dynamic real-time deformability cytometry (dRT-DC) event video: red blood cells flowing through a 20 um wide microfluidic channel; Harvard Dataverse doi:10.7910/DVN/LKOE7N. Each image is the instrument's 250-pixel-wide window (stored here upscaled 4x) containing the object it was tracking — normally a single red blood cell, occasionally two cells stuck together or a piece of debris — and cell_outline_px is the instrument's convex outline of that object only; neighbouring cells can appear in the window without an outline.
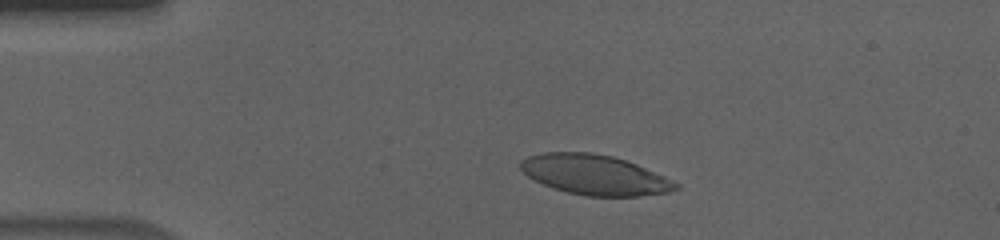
{"species": "human", "species_latin": "Homo sapiens", "temperature_condition": "cold", "stored_images_in_passage": 46, "camera_frame_rate_fps": 3000, "um_per_image_px": 0.085, "donor": {"sex": "male"}, "frame": {"image": 1, "passage_image": 8, "time_ms": 2.333, "image_size_px": [1000, 240], "cell_outline_px": [[680, 188], [668, 192], [640, 196], [584, 196], [552, 188], [528, 176], [520, 168], [520, 160], [528, 156], [544, 152], [592, 152], [612, 156], [636, 164], [664, 176], [680, 184]], "centroid_in_image_um": [50.55, 14.86], "position_along_channel_um": 34.4, "area_um2": 36.07}}
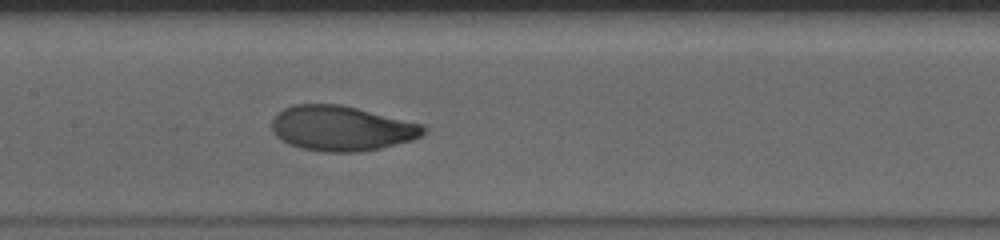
{"frame": {"image": 2, "passage_image": 24, "time_ms": 7.667, "image_size_px": [1000, 240], "cell_outline_px": [[428, 128], [420, 136], [412, 140], [380, 148], [360, 152], [324, 152], [300, 148], [288, 144], [280, 140], [272, 132], [272, 120], [284, 108], [292, 104], [340, 104], [424, 124]], "centroid_in_image_um": [29.02, 10.91], "position_along_channel_um": 178.4, "area_um2": 39.94}}
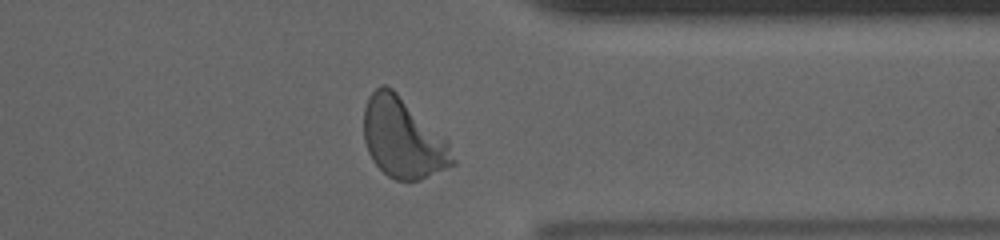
{"frame": {"image": 3, "passage_image": 41, "time_ms": 13.333, "image_size_px": [1000, 240], "cell_outline_px": [[456, 164], [420, 180], [396, 180], [388, 176], [372, 160], [368, 152], [364, 140], [364, 108], [368, 96], [380, 84], [384, 84], [392, 88], [444, 136], [448, 140], [456, 160]], "centroid_in_image_um": [34.26, 11.74], "position_along_channel_um": 377.1, "area_um2": 41.5}, "authors_computed_cell_mechanics": {"area_um2": 39.4485, "velocity_mm_per_s": 3.593, "shape_relaxation_time_tau1_ms": 2.8795, "shape_relaxation_time_tau2_ms": 0.9183, "deformation_change_tau1": 0.1653, "deformation_change_tau2": 0.0516}}